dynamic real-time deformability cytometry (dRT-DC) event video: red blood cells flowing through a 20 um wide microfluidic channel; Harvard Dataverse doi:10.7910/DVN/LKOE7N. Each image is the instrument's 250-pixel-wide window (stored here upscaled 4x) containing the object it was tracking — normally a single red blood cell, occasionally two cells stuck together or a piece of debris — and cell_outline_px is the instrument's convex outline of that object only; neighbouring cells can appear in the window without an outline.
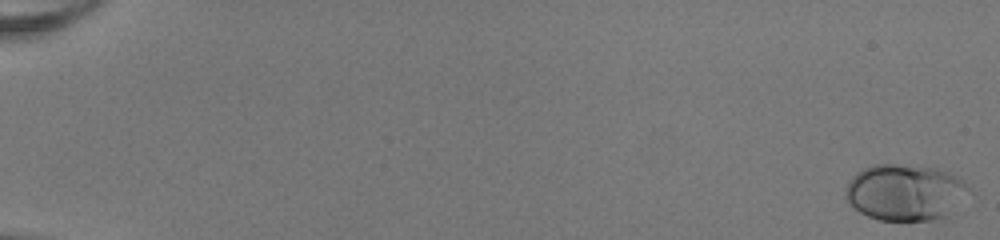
{"species": "human", "species_latin": "Homo sapiens", "temperature_condition": "room temperature", "stored_images_in_passage": 52, "camera_frame_rate_fps": 3000, "um_per_image_px": 0.085, "donor": {"sex": "female"}, "frame": {"image": 1, "passage_image": 1, "time_ms": 0.0, "image_size_px": [1000, 240], "cell_outline_px": [[968, 188], [944, 216], [932, 220], [880, 220], [868, 216], [860, 212], [844, 196], [844, 192], [852, 176], [856, 172], [872, 164], [896, 164], [936, 168], [948, 172], [956, 176], [968, 184]], "centroid_in_image_um": [76.84, 16.32], "position_along_channel_um": 8.2, "area_um2": 39.54}}
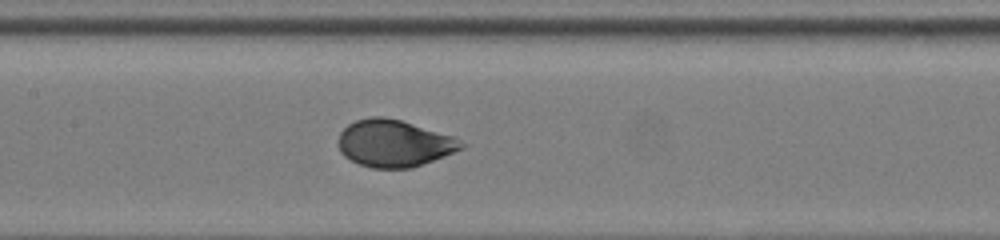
{"frame": {"image": 2, "passage_image": 28, "time_ms": 9.0, "image_size_px": [1000, 240], "cell_outline_px": [[468, 144], [464, 148], [444, 156], [412, 168], [372, 168], [360, 164], [344, 156], [340, 152], [340, 132], [348, 124], [356, 120], [372, 116], [384, 116], [400, 120], [452, 136]], "centroid_in_image_um": [33.51, 12.18], "position_along_channel_um": 173.9, "area_um2": 33.47}}
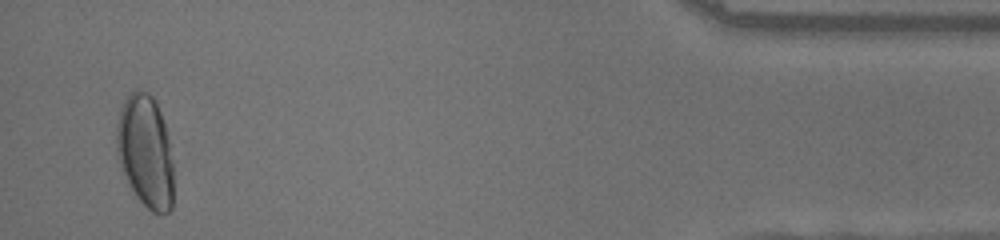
{"frame": {"image": 3, "passage_image": 51, "time_ms": 16.667, "image_size_px": [1000, 240], "cell_outline_px": [[172, 208], [168, 212], [152, 212], [136, 196], [120, 164], [116, 152], [116, 124], [120, 108], [124, 100], [136, 88], [140, 88], [148, 92], [152, 96], [160, 112], [164, 124], [168, 140], [172, 160]], "centroid_in_image_um": [12.34, 12.82], "position_along_channel_um": 422.9, "area_um2": 36.99}, "authors_computed_cell_mechanics": {"area_um2": 34.2176, "velocity_mm_per_s": 4.0682, "shape_relaxation_time_tau1_ms": 3.0465, "shape_relaxation_time_tau2_ms": null, "deformation_change_tau1": 0.1532, "deformation_change_tau2": null}}